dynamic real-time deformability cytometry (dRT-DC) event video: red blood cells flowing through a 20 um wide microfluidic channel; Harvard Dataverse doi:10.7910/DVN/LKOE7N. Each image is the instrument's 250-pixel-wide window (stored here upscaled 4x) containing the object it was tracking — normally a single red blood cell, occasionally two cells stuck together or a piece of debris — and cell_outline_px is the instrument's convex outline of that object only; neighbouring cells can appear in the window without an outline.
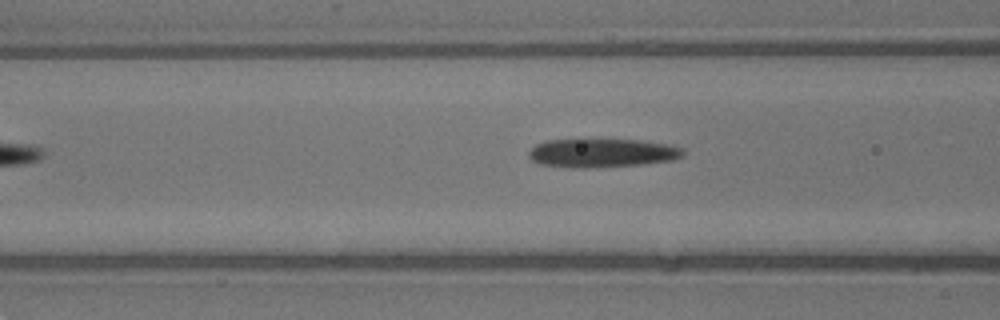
{"species": "common noctule bat (a hibernating species)", "species_latin": "Nyctalus noctula", "temperature_condition": "warm", "stored_images_in_passage": 7, "camera_frame_rate_fps": 3000, "um_per_image_px": 0.085, "animal": {"sex": "male", "body_mass_g": 13.3}, "frame": {"image": 1, "passage_image": 6, "time_ms": 1.667, "image_size_px": [1000, 320], "cell_outline_px": [[684, 156], [676, 160], [644, 164], [596, 168], [568, 168], [540, 164], [532, 160], [528, 156], [528, 152], [536, 144], [548, 140], [640, 140], [672, 144], [684, 148]], "centroid_in_image_um": [51.24, 13.02], "position_along_channel_um": 115.4, "area_um2": 26.24}}
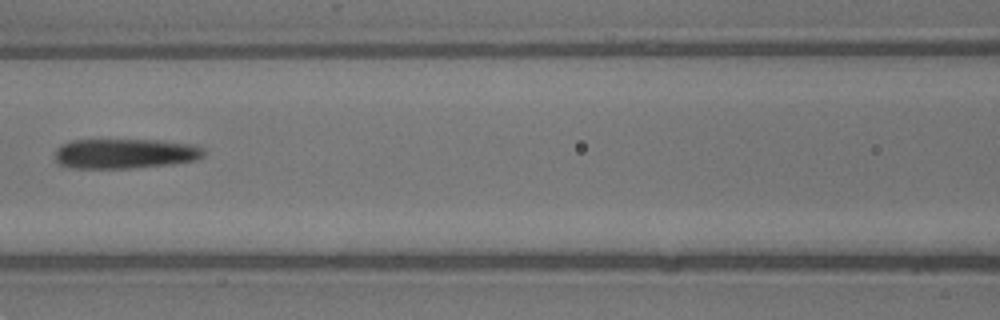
{"frame": {"image": 2, "passage_image": 7, "time_ms": 2.0, "image_size_px": [1000, 320], "cell_outline_px": [[204, 156], [196, 160], [172, 164], [128, 168], [72, 168], [60, 164], [56, 160], [56, 148], [60, 144], [72, 140], [160, 140], [196, 144], [204, 148]], "centroid_in_image_um": [10.66, 13.04], "position_along_channel_um": 155.9, "area_um2": 26.13}}